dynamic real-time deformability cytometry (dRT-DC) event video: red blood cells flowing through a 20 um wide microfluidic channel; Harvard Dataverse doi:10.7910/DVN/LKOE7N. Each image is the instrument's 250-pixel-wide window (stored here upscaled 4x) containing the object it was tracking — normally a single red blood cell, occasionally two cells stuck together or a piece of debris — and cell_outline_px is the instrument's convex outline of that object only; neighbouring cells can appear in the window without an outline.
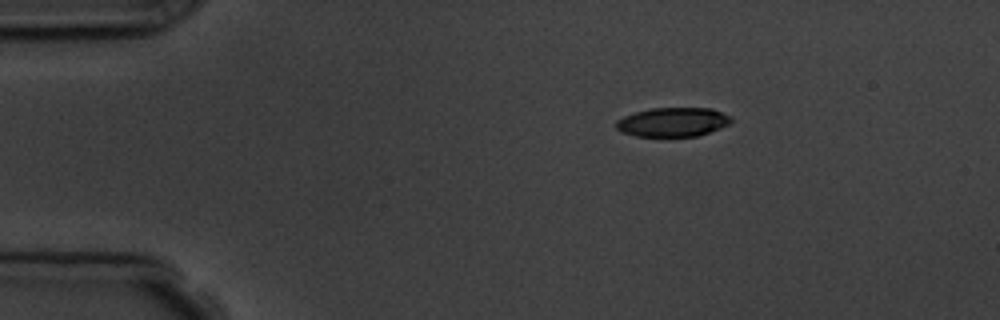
{"species": "common noctule bat (a hibernating species)", "species_latin": "Nyctalus noctula", "temperature_condition": "room temperature", "stored_images_in_passage": 3, "camera_frame_rate_fps": 3000, "um_per_image_px": 0.085, "animal": {"sex": "male", "body_mass_g": 19.5, "forearm_length_mm": 54.6}, "frame": {"image": 1, "passage_image": 3, "time_ms": 2.333, "image_size_px": [1000, 320], "cell_outline_px": [[732, 120], [728, 124], [720, 128], [696, 136], [636, 136], [620, 132], [616, 128], [616, 120], [624, 116], [636, 112], [652, 108], [712, 108], [732, 116]], "centroid_in_image_um": [57.18, 10.37], "position_along_channel_um": 27.8, "area_um2": 19.48}}